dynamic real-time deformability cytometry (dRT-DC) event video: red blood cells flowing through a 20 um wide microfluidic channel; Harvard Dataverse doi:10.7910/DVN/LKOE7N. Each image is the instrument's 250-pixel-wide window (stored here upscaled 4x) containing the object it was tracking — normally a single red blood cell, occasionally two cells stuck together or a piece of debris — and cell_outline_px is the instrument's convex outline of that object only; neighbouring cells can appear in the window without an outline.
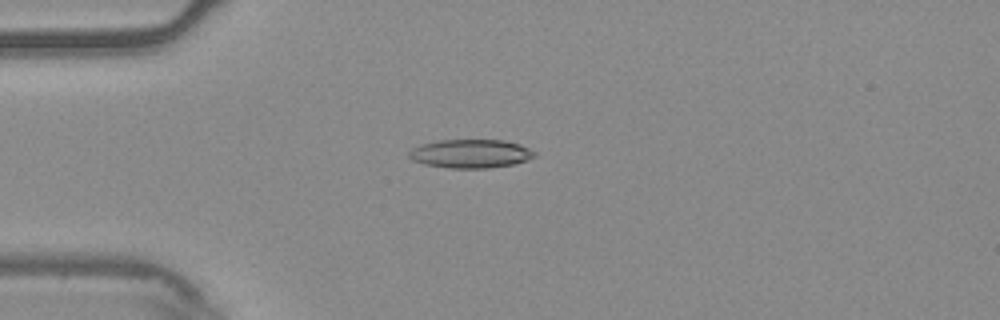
{"species": "common noctule bat (a hibernating species)", "species_latin": "Nyctalus noctula", "temperature_condition": "warm", "stored_images_in_passage": 54, "camera_frame_rate_fps": 3000, "um_per_image_px": 0.085, "animal": {"sex": "male", "body_mass_g": 20.4}, "frame": {"image": 1, "passage_image": 14, "time_ms": 4.333, "image_size_px": [1000, 320], "cell_outline_px": [[536, 156], [528, 160], [512, 164], [488, 168], [448, 168], [424, 164], [412, 160], [408, 156], [408, 152], [412, 148], [420, 144], [440, 140], [504, 140], [520, 144], [536, 152]], "centroid_in_image_um": [39.99, 13.06], "position_along_channel_um": 45.0, "area_um2": 21.04}}
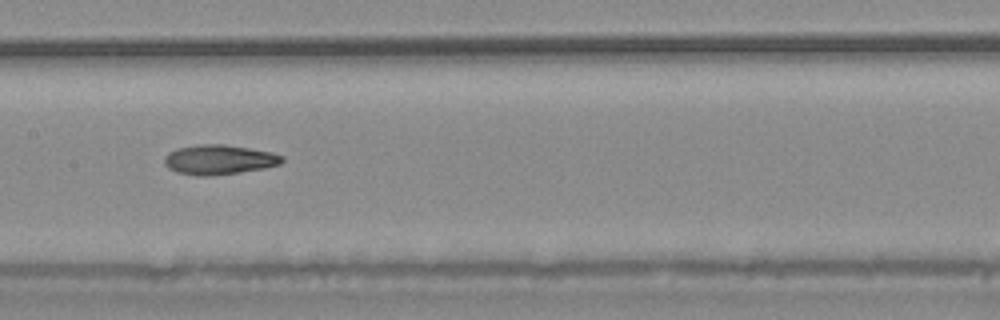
{"frame": {"image": 2, "passage_image": 27, "time_ms": 8.667, "image_size_px": [1000, 320], "cell_outline_px": [[284, 160], [280, 164], [264, 168], [240, 172], [212, 176], [196, 176], [176, 172], [168, 168], [164, 164], [164, 156], [168, 152], [176, 148], [200, 144], [224, 144], [272, 152], [284, 156]], "centroid_in_image_um": [18.59, 13.57], "position_along_channel_um": 188.8, "area_um2": 20.58}}
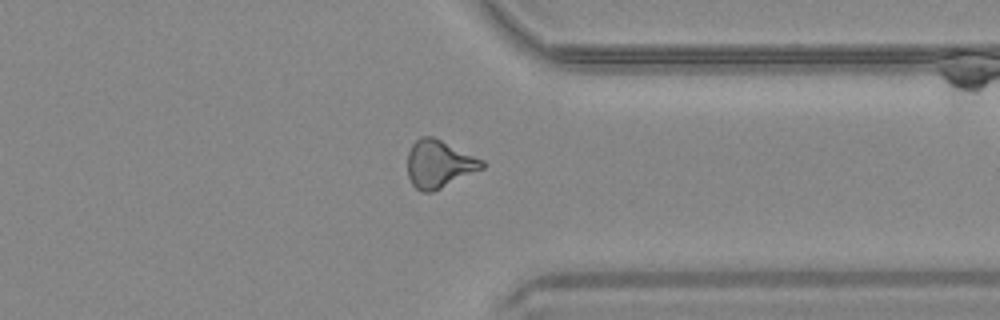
{"frame": {"image": 3, "passage_image": 42, "time_ms": 13.667, "image_size_px": [1000, 320], "cell_outline_px": [[484, 168], [432, 192], [420, 192], [412, 184], [408, 176], [408, 152], [412, 144], [420, 136], [432, 136], [484, 160]], "centroid_in_image_um": [37.3, 13.94], "position_along_channel_um": 374.1, "area_um2": 20.58}, "authors_computed_cell_mechanics": {"area_um2": 20.23, "velocity_mm_per_s": 3.7484, "shape_relaxation_time_tau1_ms": 11.0682, "shape_relaxation_time_tau2_ms": 6.7518, "deformation_change_tau1": 0.2167, "deformation_change_tau2": 0.1727}}